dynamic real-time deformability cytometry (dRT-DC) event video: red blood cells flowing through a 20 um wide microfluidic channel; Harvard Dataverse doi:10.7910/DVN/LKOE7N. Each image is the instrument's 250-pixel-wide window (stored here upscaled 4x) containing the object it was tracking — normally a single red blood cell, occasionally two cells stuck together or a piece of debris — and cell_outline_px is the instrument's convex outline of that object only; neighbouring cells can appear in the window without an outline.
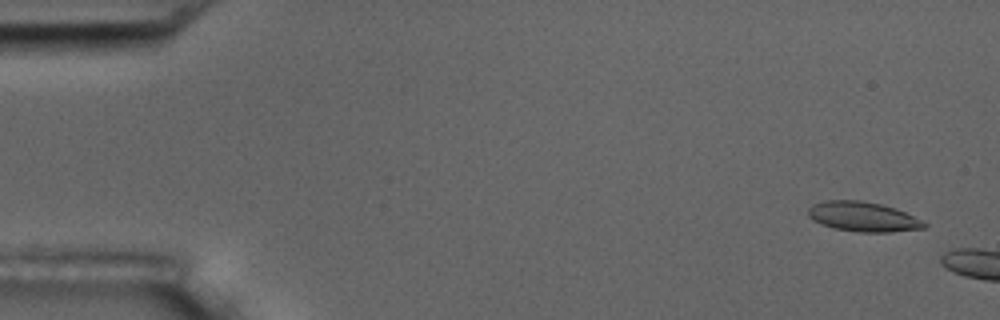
{"species": "common noctule bat (a hibernating species)", "species_latin": "Nyctalus noctula", "temperature_condition": "room temperature", "stored_images_in_passage": 2, "camera_frame_rate_fps": 3000, "um_per_image_px": 0.085, "animal": {"sex": "male", "body_mass_g": 17.5, "forearm_length_mm": 52.3}, "frame": {"image": 1, "passage_image": 1, "time_ms": 0.0, "image_size_px": [1000, 320], "cell_outline_px": [[928, 224], [924, 228], [892, 232], [860, 232], [836, 228], [820, 224], [812, 220], [808, 216], [808, 208], [812, 204], [824, 200], [860, 200], [880, 204], [896, 208]], "centroid_in_image_um": [73.31, 18.41], "position_along_channel_um": 11.7, "area_um2": 20.06}}